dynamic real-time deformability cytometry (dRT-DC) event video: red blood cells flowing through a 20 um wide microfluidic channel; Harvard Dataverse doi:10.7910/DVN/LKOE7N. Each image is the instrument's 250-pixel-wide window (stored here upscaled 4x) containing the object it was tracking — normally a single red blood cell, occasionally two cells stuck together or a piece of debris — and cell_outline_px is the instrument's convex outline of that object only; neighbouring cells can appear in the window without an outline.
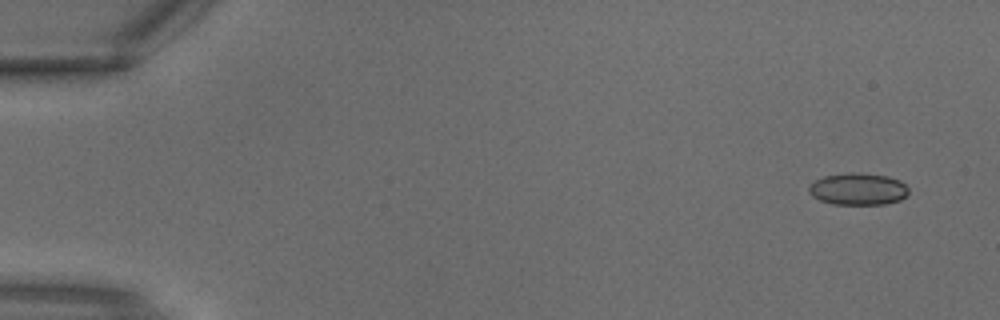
{"species": "common noctule bat (a hibernating species)", "species_latin": "Nyctalus noctula", "temperature_condition": "warm", "stored_images_in_passage": 5, "segment_of_instrument_passage": [2, 2], "camera_frame_rate_fps": 3000, "um_per_image_px": 0.085, "animal": {"sex": "male", "body_mass_g": 18.8}, "frame": {"image": 1, "passage_image": 5, "time_ms": 1.333, "image_size_px": [1000, 320], "cell_outline_px": [[908, 196], [900, 200], [884, 204], [832, 204], [820, 200], [812, 196], [808, 192], [808, 188], [816, 180], [824, 176], [852, 172], [888, 176], [900, 180], [908, 188]], "centroid_in_image_um": [72.95, 16.07], "position_along_channel_um": 12.0, "area_um2": 18.55}}